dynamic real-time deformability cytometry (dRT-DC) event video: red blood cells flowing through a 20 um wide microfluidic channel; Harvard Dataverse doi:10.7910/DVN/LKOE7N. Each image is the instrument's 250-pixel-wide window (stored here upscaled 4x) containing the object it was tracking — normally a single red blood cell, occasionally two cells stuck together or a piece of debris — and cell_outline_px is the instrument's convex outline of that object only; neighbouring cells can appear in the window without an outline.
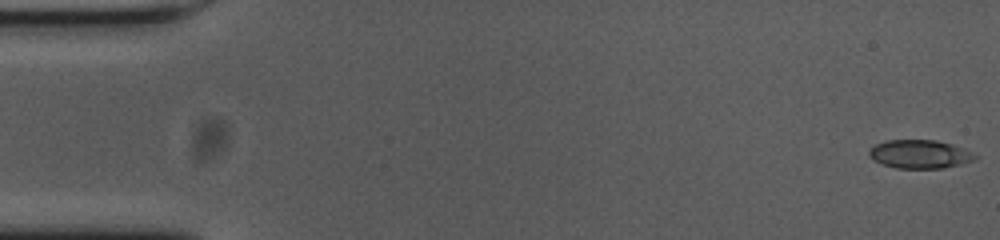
{"species": "common noctule bat (a hibernating species)", "species_latin": "Nyctalus noctula", "temperature_condition": "cold", "stored_images_in_passage": 50, "camera_frame_rate_fps": 3000, "um_per_image_px": 0.085, "animal": {"sex": "female", "body_mass_g": 23.0, "forearm_length_mm": 53.4}, "frame": {"image": 1, "passage_image": 1, "time_ms": 0.0, "image_size_px": [1000, 240], "cell_outline_px": [[980, 156], [976, 160], [960, 164], [940, 168], [896, 168], [884, 164], [868, 156], [868, 152], [876, 144], [888, 140], [936, 140], [952, 144]], "centroid_in_image_um": [78.21, 13.1], "position_along_channel_um": 6.8, "area_um2": 17.4}}
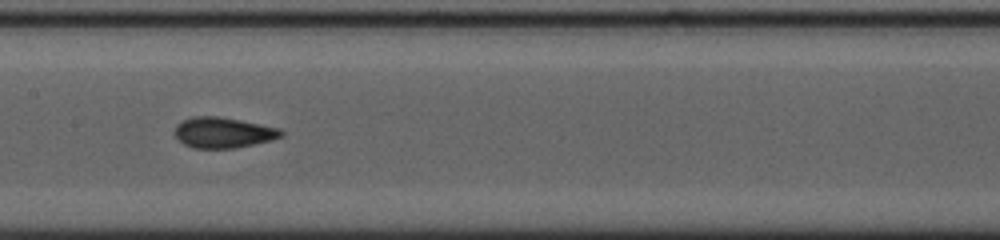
{"frame": {"image": 2, "passage_image": 27, "time_ms": 8.667, "image_size_px": [1000, 240], "cell_outline_px": [[284, 136], [272, 140], [232, 148], [192, 148], [184, 144], [176, 136], [176, 124], [192, 116], [216, 116], [240, 120], [280, 128], [284, 132]], "centroid_in_image_um": [19.0, 11.26], "position_along_channel_um": 188.4, "area_um2": 18.84}}
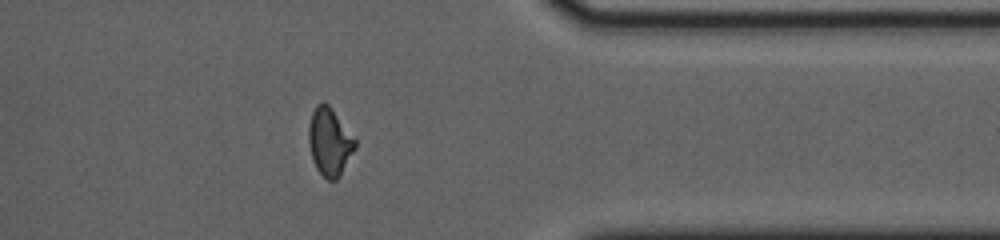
{"frame": {"image": 3, "passage_image": 44, "time_ms": 14.333, "image_size_px": [1000, 240], "cell_outline_px": [[356, 148], [340, 176], [336, 180], [328, 180], [316, 168], [312, 160], [308, 140], [308, 128], [312, 112], [316, 104], [324, 100], [332, 108], [356, 136]], "centroid_in_image_um": [28.04, 12.02], "position_along_channel_um": 383.4, "area_um2": 18.79}, "authors_computed_cell_mechanics": {"area_um2": 18.0914, "velocity_mm_per_s": 3.7051, "shape_relaxation_time_tau1_ms": 8.5514, "shape_relaxation_time_tau2_ms": 1.1504, "deformation_change_tau1": 0.2232, "deformation_change_tau2": 0.0845}}